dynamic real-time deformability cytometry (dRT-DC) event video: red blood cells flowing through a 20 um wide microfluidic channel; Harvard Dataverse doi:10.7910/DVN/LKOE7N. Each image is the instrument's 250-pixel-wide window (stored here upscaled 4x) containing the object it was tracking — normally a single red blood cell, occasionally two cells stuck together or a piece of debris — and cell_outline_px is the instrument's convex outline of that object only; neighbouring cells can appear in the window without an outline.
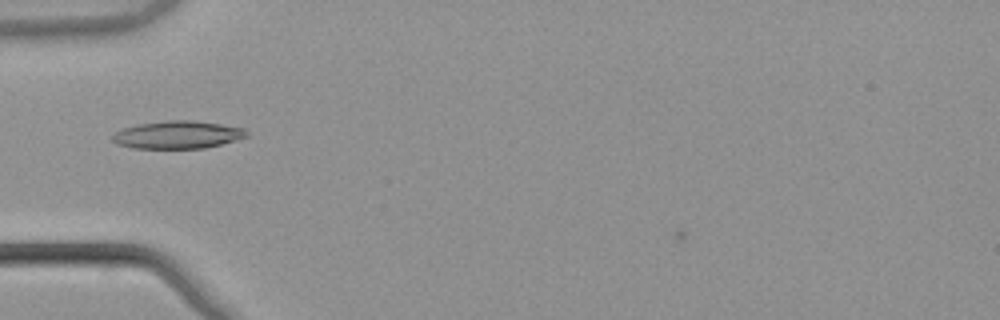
{"species": "common noctule bat (a hibernating species)", "species_latin": "Nyctalus noctula", "temperature_condition": "warm", "stored_images_in_passage": 37, "camera_frame_rate_fps": 3000, "um_per_image_px": 0.085, "animal": {"sex": "male", "body_mass_g": 21.5, "forearm_length_mm": 52.0}, "frame": {"image": 1, "passage_image": 2, "time_ms": 0.333, "image_size_px": [1000, 320], "cell_outline_px": [[248, 136], [220, 144], [204, 148], [132, 148], [116, 144], [112, 140], [112, 132], [124, 128], [140, 124], [168, 120], [188, 120], [220, 124], [244, 128], [248, 132]], "centroid_in_image_um": [15.06, 11.46], "position_along_channel_um": 69.9, "area_um2": 21.5}}
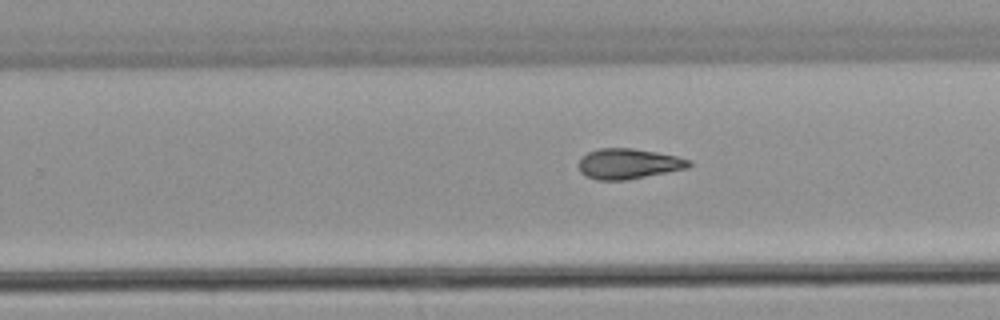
{"frame": {"image": 2, "passage_image": 18, "time_ms": 5.667, "image_size_px": [1000, 320], "cell_outline_px": [[692, 164], [688, 168], [628, 180], [596, 180], [584, 176], [580, 172], [580, 156], [588, 152], [600, 148], [632, 148], [656, 152], [676, 156], [692, 160]], "centroid_in_image_um": [53.42, 13.92], "position_along_channel_um": 276.4, "area_um2": 19.65}}
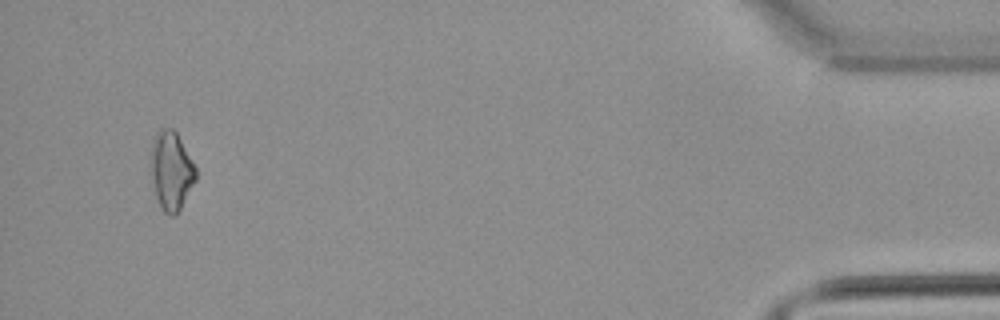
{"frame": {"image": 3, "passage_image": 35, "time_ms": 11.333, "image_size_px": [1000, 320], "cell_outline_px": [[196, 180], [180, 208], [172, 216], [168, 216], [164, 212], [156, 196], [152, 176], [152, 140], [156, 132], [160, 128], [172, 128], [176, 132], [192, 160], [196, 168]], "centroid_in_image_um": [14.57, 14.48], "position_along_channel_um": 420.6, "area_um2": 20.11}, "authors_computed_cell_mechanics": {"area_um2": 19.2474, "velocity_mm_per_s": 3.8728, "shape_relaxation_time_tau1_ms": null, "shape_relaxation_time_tau2_ms": 5.3033, "deformation_change_tau1": null, "deformation_change_tau2": 0.142}}